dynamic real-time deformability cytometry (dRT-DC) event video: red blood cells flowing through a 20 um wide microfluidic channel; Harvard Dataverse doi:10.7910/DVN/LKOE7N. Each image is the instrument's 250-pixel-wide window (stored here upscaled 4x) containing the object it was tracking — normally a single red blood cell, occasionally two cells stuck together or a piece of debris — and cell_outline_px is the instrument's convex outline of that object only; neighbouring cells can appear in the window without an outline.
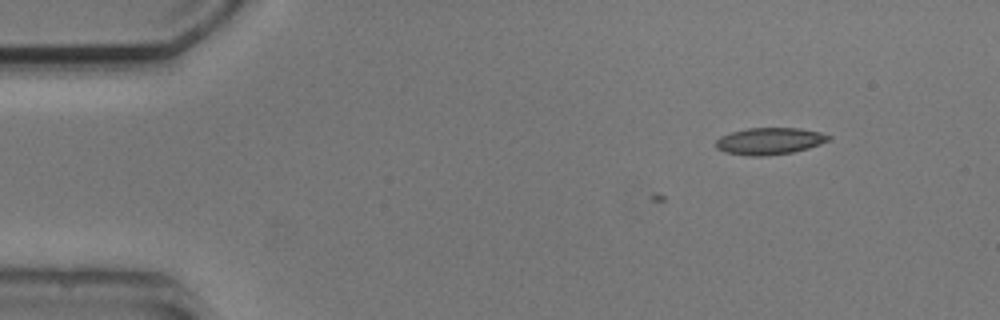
{"species": "common noctule bat (a hibernating species)", "species_latin": "Nyctalus noctula", "temperature_condition": "cold", "stored_images_in_passage": 9, "camera_frame_rate_fps": 3000, "um_per_image_px": 0.085, "animal": {"sex": "male", "body_mass_g": 20.5, "forearm_length_mm": 52.5}, "frame": {"image": 1, "passage_image": 2, "time_ms": 1.333, "image_size_px": [1000, 320], "cell_outline_px": [[832, 136], [828, 140], [820, 144], [808, 148], [792, 152], [768, 156], [748, 156], [724, 152], [716, 148], [716, 140], [720, 136], [732, 132], [748, 128], [800, 128], [820, 132]], "centroid_in_image_um": [65.39, 12.0], "position_along_channel_um": 19.6, "area_um2": 17.69}}